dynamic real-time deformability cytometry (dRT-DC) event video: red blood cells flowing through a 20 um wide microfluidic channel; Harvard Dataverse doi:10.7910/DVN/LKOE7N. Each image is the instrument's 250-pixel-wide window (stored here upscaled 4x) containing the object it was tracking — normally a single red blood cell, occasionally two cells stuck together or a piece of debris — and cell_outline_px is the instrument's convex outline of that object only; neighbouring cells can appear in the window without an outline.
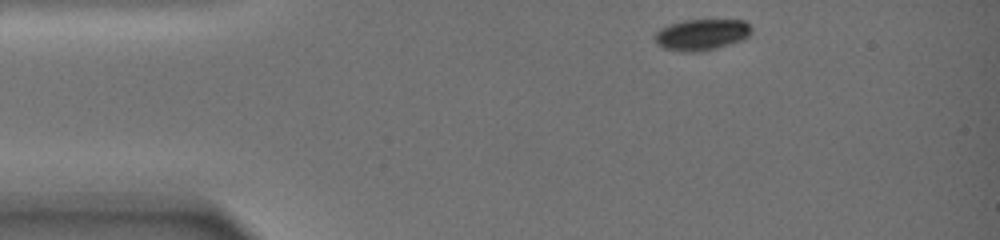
{"species": "common noctule bat (a hibernating species)", "species_latin": "Nyctalus noctula", "temperature_condition": "warm", "stored_images_in_passage": 36, "camera_frame_rate_fps": 3000, "um_per_image_px": 0.085, "animal": {"sex": "female", "body_mass_g": 19.0, "forearm_length_mm": 51.5}, "frame": {"image": 1, "passage_image": 1, "time_ms": 0.0, "image_size_px": [1000, 240], "cell_outline_px": [[752, 32], [744, 40], [716, 48], [700, 52], [680, 52], [664, 48], [656, 44], [652, 36], [660, 28], [668, 24], [684, 20], [744, 20], [752, 28]], "centroid_in_image_um": [59.6, 2.95], "position_along_channel_um": 25.4, "area_um2": 17.92}}
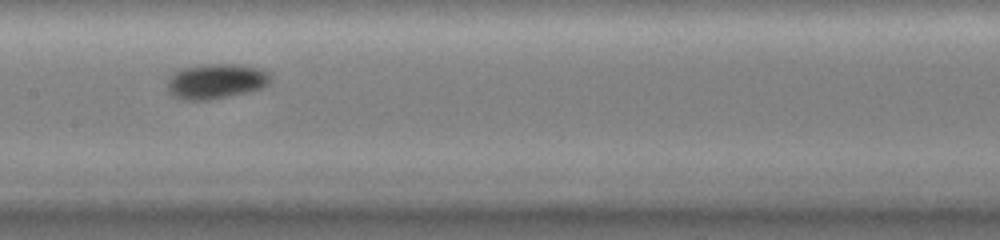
{"frame": {"image": 2, "passage_image": 16, "time_ms": 7.0, "image_size_px": [1000, 240], "cell_outline_px": [[272, 80], [264, 88], [228, 96], [208, 100], [180, 100], [172, 96], [168, 92], [168, 76], [184, 68], [208, 64], [236, 64], [256, 68], [268, 72], [272, 76]], "centroid_in_image_um": [18.36, 6.92], "position_along_channel_um": 189.0, "area_um2": 21.1}}
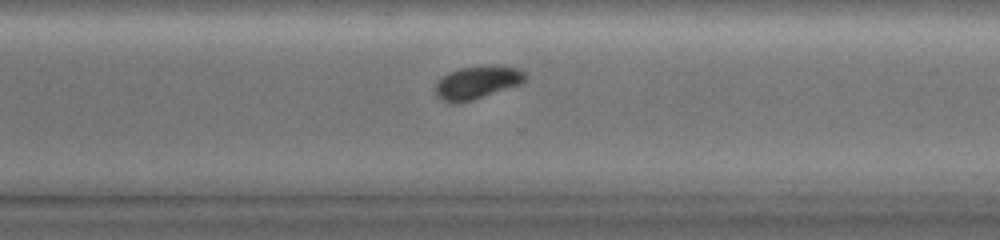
{"frame": {"image": 3, "passage_image": 27, "time_ms": 11.333, "image_size_px": [1000, 240], "cell_outline_px": [[528, 76], [520, 84], [460, 104], [456, 104], [440, 100], [436, 96], [436, 84], [448, 72], [460, 68], [492, 64], [520, 68]], "centroid_in_image_um": [40.57, 7.0], "position_along_channel_um": 330.0, "area_um2": 17.4}, "authors_computed_cell_mechanics": {"area_um2": 19.5075, "velocity_mm_per_s": 3.2588, "shape_relaxation_time_tau1_ms": 1.9059, "shape_relaxation_time_tau2_ms": null, "deformation_change_tau1": 0.1073, "deformation_change_tau2": null}}